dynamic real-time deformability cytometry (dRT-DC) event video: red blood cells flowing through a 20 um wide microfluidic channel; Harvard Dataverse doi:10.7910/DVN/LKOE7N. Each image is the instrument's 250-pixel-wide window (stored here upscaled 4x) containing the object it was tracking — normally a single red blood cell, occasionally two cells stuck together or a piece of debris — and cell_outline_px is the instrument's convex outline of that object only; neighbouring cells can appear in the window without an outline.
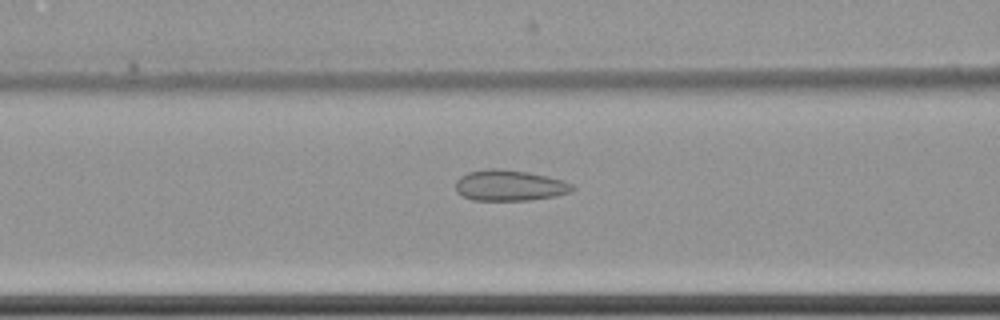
{"species": "common noctule bat (a hibernating species)", "species_latin": "Nyctalus noctula", "temperature_condition": "cold", "stored_images_in_passage": 60, "camera_frame_rate_fps": 3000, "um_per_image_px": 0.085, "animal": {"sex": "female", "body_mass_g": 22.7, "forearm_length_mm": 54.2}, "frame": {"image": 1, "passage_image": 26, "time_ms": 8.333, "image_size_px": [1000, 320], "cell_outline_px": [[576, 188], [572, 192], [556, 196], [528, 200], [472, 200], [456, 192], [456, 180], [460, 176], [468, 172], [488, 168], [500, 168], [528, 172], [548, 176], [564, 180], [572, 184]], "centroid_in_image_um": [43.33, 15.75], "position_along_channel_um": 123.3, "area_um2": 21.21}}
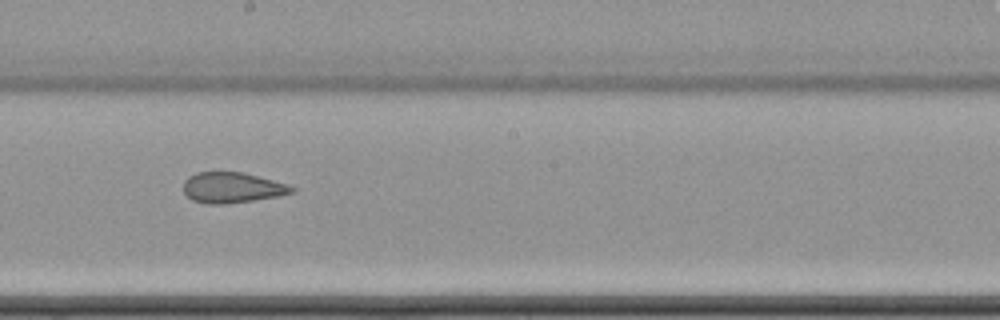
{"frame": {"image": 2, "passage_image": 35, "time_ms": 11.333, "image_size_px": [1000, 320], "cell_outline_px": [[296, 192], [280, 196], [224, 204], [204, 204], [192, 200], [184, 192], [184, 180], [188, 176], [196, 172], [244, 172], [288, 184], [296, 188]], "centroid_in_image_um": [19.75, 15.94], "position_along_channel_um": 228.5, "area_um2": 19.48}}
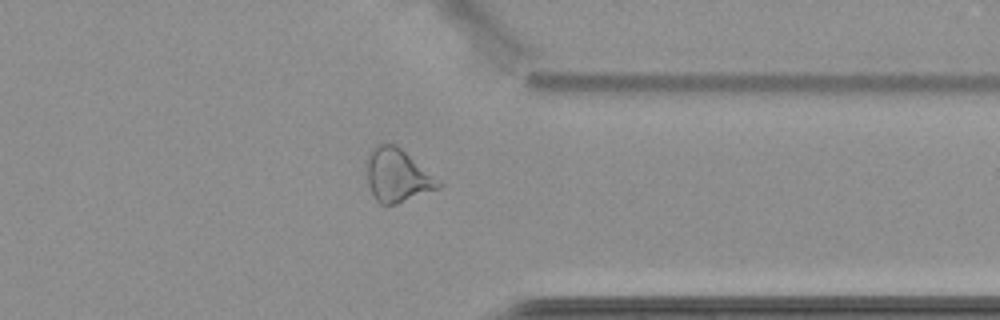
{"frame": {"image": 3, "passage_image": 48, "time_ms": 15.667, "image_size_px": [1000, 320], "cell_outline_px": [[444, 184], [440, 188], [396, 204], [380, 204], [376, 200], [368, 184], [368, 156], [372, 148], [376, 144], [396, 144]], "centroid_in_image_um": [33.79, 14.91], "position_along_channel_um": 377.6, "area_um2": 21.91}, "authors_computed_cell_mechanics": {"area_um2": 24.2471, "velocity_mm_per_s": 3.5087, "shape_relaxation_time_tau1_ms": null, "shape_relaxation_time_tau2_ms": 2.0286, "deformation_change_tau1": null, "deformation_change_tau2": 0.0863}}